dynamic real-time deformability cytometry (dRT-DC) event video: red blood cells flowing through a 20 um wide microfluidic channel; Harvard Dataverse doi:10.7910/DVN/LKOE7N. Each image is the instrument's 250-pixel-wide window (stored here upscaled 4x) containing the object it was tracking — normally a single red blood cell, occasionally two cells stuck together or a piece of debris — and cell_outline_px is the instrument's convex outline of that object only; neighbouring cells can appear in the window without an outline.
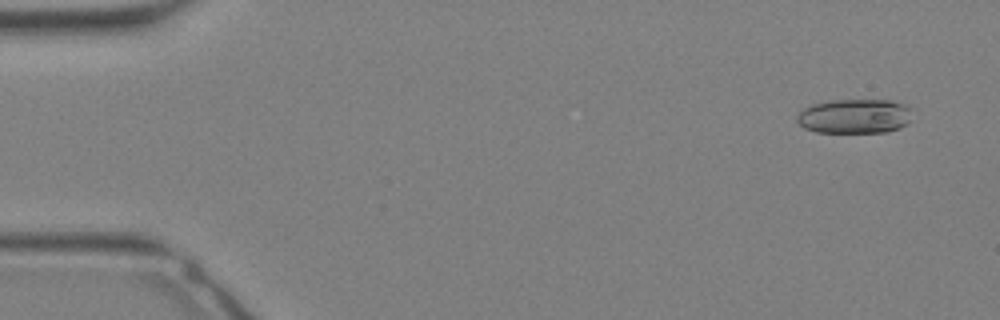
{"species": "Egyptian fruit bat (a non-hibernating species)", "species_latin": "Rousettus aegyptiacus", "temperature_condition": "warm", "stored_images_in_passage": 24, "camera_frame_rate_fps": 3000, "um_per_image_px": 0.085, "animal": {"sex": "female"}, "frame": {"image": 1, "passage_image": 2, "time_ms": 0.333, "image_size_px": [1000, 320], "cell_outline_px": [[908, 124], [900, 128], [884, 132], [816, 132], [804, 128], [796, 120], [796, 116], [804, 108], [812, 104], [832, 100], [888, 100], [904, 104], [908, 108]], "centroid_in_image_um": [72.59, 9.88], "position_along_channel_um": 12.4, "area_um2": 22.95}}
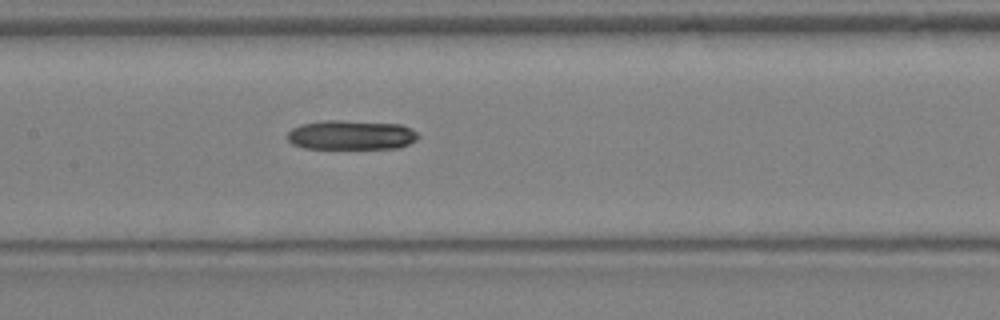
{"frame": {"image": 2, "passage_image": 16, "time_ms": 5.0, "image_size_px": [1000, 320], "cell_outline_px": [[420, 136], [416, 140], [400, 148], [304, 148], [292, 144], [288, 140], [288, 132], [292, 128], [300, 124], [324, 120], [340, 120], [400, 124], [412, 128]], "centroid_in_image_um": [29.86, 11.47], "position_along_channel_um": 177.5, "area_um2": 22.54}}
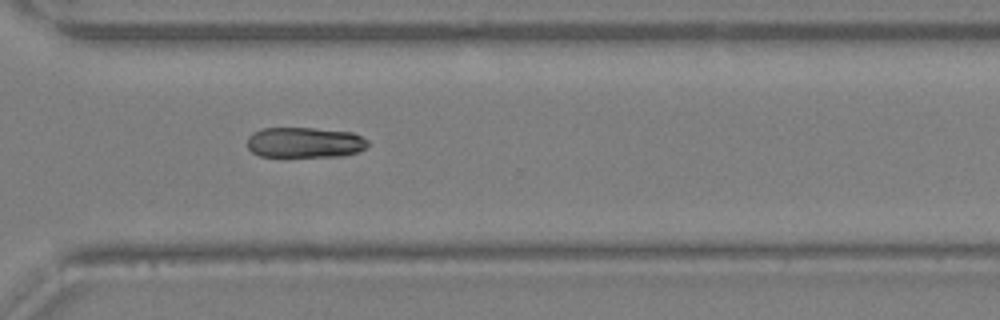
{"frame": {"image": 3, "passage_image": 24, "time_ms": 7.667, "image_size_px": [1000, 320], "cell_outline_px": [[368, 148], [344, 156], [260, 156], [252, 152], [248, 148], [248, 136], [252, 132], [260, 128], [316, 128], [352, 132], [368, 140]], "centroid_in_image_um": [25.91, 12.1], "position_along_channel_um": 344.7, "area_um2": 21.56}}